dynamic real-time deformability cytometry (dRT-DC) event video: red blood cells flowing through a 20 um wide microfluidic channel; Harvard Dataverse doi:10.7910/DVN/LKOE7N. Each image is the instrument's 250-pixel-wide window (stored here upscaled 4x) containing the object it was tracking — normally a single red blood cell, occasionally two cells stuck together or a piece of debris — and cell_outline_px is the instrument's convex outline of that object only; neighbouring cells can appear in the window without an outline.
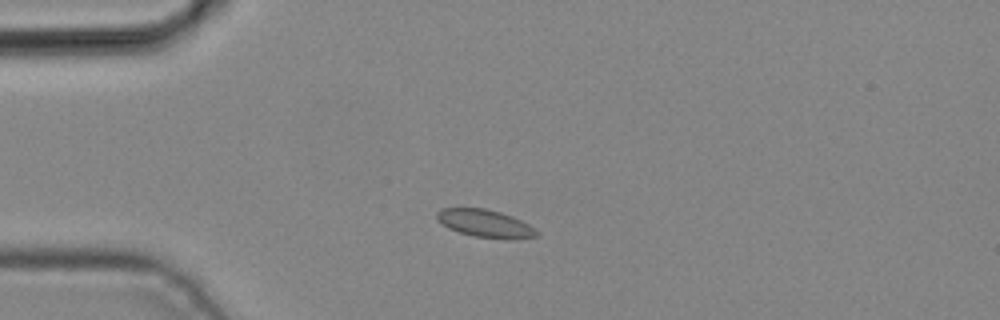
{"species": "common noctule bat (a hibernating species)", "species_latin": "Nyctalus noctula", "temperature_condition": "cold", "stored_images_in_passage": 3, "camera_frame_rate_fps": 3000, "um_per_image_px": 0.085, "animal": {"sex": "male", "body_mass_g": 19.2, "forearm_length_mm": 51.8}, "frame": {"image": 1, "passage_image": 2, "time_ms": 0.333, "image_size_px": [1000, 320], "cell_outline_px": [[540, 236], [512, 240], [508, 240], [476, 236], [460, 232], [448, 228], [436, 216], [436, 212], [440, 208], [484, 208], [500, 212], [512, 216], [536, 228], [540, 232]], "centroid_in_image_um": [41.32, 19.01], "position_along_channel_um": 43.7, "area_um2": 16.18}}